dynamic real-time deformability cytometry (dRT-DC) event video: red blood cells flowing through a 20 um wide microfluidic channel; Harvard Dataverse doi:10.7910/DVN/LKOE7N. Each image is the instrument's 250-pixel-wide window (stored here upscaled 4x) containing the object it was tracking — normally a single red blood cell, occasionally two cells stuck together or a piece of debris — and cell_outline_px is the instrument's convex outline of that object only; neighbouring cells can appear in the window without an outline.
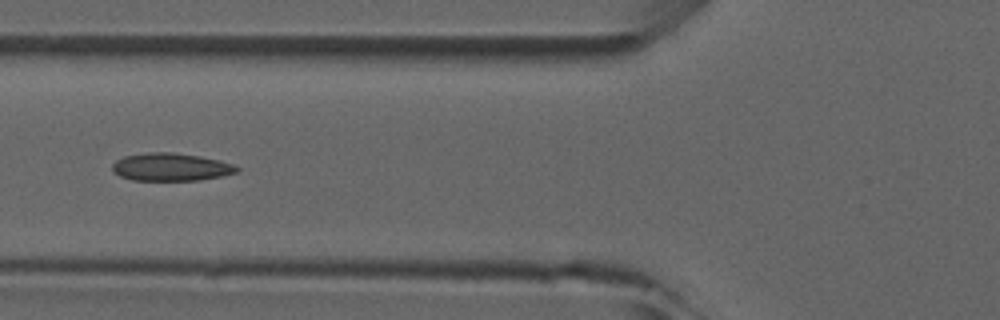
{"species": "common noctule bat (a hibernating species)", "species_latin": "Nyctalus noctula", "temperature_condition": "room temperature", "stored_images_in_passage": 4, "camera_frame_rate_fps": 3000, "um_per_image_px": 0.085, "animal": {"sex": "male", "forearm_length_mm": 52.5}, "frame": {"image": 1, "passage_image": 4, "time_ms": 3.333, "image_size_px": [1000, 320], "cell_outline_px": [[240, 168], [236, 172], [220, 176], [200, 180], [132, 180], [120, 176], [112, 168], [112, 164], [116, 160], [124, 156], [148, 152], [172, 152], [200, 156], [220, 160], [232, 164]], "centroid_in_image_um": [14.52, 14.19], "position_along_channel_um": 111.3, "area_um2": 20.06}}